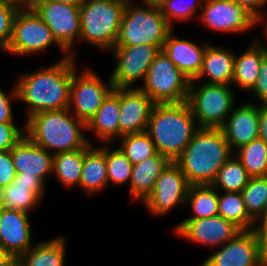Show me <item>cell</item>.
I'll return each mask as SVG.
<instances>
[{
	"mask_svg": "<svg viewBox=\"0 0 267 266\" xmlns=\"http://www.w3.org/2000/svg\"><path fill=\"white\" fill-rule=\"evenodd\" d=\"M63 56L45 69L18 77L15 83L17 96L27 105V118L39 112L69 107L73 57Z\"/></svg>",
	"mask_w": 267,
	"mask_h": 266,
	"instance_id": "1",
	"label": "cell"
},
{
	"mask_svg": "<svg viewBox=\"0 0 267 266\" xmlns=\"http://www.w3.org/2000/svg\"><path fill=\"white\" fill-rule=\"evenodd\" d=\"M233 154L221 128L200 127L174 162L190 185H211Z\"/></svg>",
	"mask_w": 267,
	"mask_h": 266,
	"instance_id": "2",
	"label": "cell"
},
{
	"mask_svg": "<svg viewBox=\"0 0 267 266\" xmlns=\"http://www.w3.org/2000/svg\"><path fill=\"white\" fill-rule=\"evenodd\" d=\"M199 128L187 101L155 103L146 132L157 152L174 162Z\"/></svg>",
	"mask_w": 267,
	"mask_h": 266,
	"instance_id": "3",
	"label": "cell"
},
{
	"mask_svg": "<svg viewBox=\"0 0 267 266\" xmlns=\"http://www.w3.org/2000/svg\"><path fill=\"white\" fill-rule=\"evenodd\" d=\"M84 131L86 124L68 108L39 112L25 121L26 136L52 155L85 148L91 141Z\"/></svg>",
	"mask_w": 267,
	"mask_h": 266,
	"instance_id": "4",
	"label": "cell"
},
{
	"mask_svg": "<svg viewBox=\"0 0 267 266\" xmlns=\"http://www.w3.org/2000/svg\"><path fill=\"white\" fill-rule=\"evenodd\" d=\"M126 2L84 0L80 6V41L109 51L115 46Z\"/></svg>",
	"mask_w": 267,
	"mask_h": 266,
	"instance_id": "5",
	"label": "cell"
},
{
	"mask_svg": "<svg viewBox=\"0 0 267 266\" xmlns=\"http://www.w3.org/2000/svg\"><path fill=\"white\" fill-rule=\"evenodd\" d=\"M172 29L159 7L126 2L115 46H163Z\"/></svg>",
	"mask_w": 267,
	"mask_h": 266,
	"instance_id": "6",
	"label": "cell"
},
{
	"mask_svg": "<svg viewBox=\"0 0 267 266\" xmlns=\"http://www.w3.org/2000/svg\"><path fill=\"white\" fill-rule=\"evenodd\" d=\"M234 94L228 85L191 81L187 103L198 126L221 128L236 106Z\"/></svg>",
	"mask_w": 267,
	"mask_h": 266,
	"instance_id": "7",
	"label": "cell"
},
{
	"mask_svg": "<svg viewBox=\"0 0 267 266\" xmlns=\"http://www.w3.org/2000/svg\"><path fill=\"white\" fill-rule=\"evenodd\" d=\"M188 79L161 50L150 65L140 88L154 103H180L188 99Z\"/></svg>",
	"mask_w": 267,
	"mask_h": 266,
	"instance_id": "8",
	"label": "cell"
},
{
	"mask_svg": "<svg viewBox=\"0 0 267 266\" xmlns=\"http://www.w3.org/2000/svg\"><path fill=\"white\" fill-rule=\"evenodd\" d=\"M76 64V59L73 58V77L68 110L87 124L113 91L114 86L110 78L105 82L90 68H85L82 72L77 73Z\"/></svg>",
	"mask_w": 267,
	"mask_h": 266,
	"instance_id": "9",
	"label": "cell"
},
{
	"mask_svg": "<svg viewBox=\"0 0 267 266\" xmlns=\"http://www.w3.org/2000/svg\"><path fill=\"white\" fill-rule=\"evenodd\" d=\"M55 43L65 56H70L58 44L49 27L34 10H19L13 22L11 41L5 52L16 56H27L45 52Z\"/></svg>",
	"mask_w": 267,
	"mask_h": 266,
	"instance_id": "10",
	"label": "cell"
},
{
	"mask_svg": "<svg viewBox=\"0 0 267 266\" xmlns=\"http://www.w3.org/2000/svg\"><path fill=\"white\" fill-rule=\"evenodd\" d=\"M219 248L201 266H267V246L253 229L242 230Z\"/></svg>",
	"mask_w": 267,
	"mask_h": 266,
	"instance_id": "11",
	"label": "cell"
},
{
	"mask_svg": "<svg viewBox=\"0 0 267 266\" xmlns=\"http://www.w3.org/2000/svg\"><path fill=\"white\" fill-rule=\"evenodd\" d=\"M163 46L135 45L114 46L110 51L115 56V66L110 75L114 88H137L134 83L144 82L147 71Z\"/></svg>",
	"mask_w": 267,
	"mask_h": 266,
	"instance_id": "12",
	"label": "cell"
},
{
	"mask_svg": "<svg viewBox=\"0 0 267 266\" xmlns=\"http://www.w3.org/2000/svg\"><path fill=\"white\" fill-rule=\"evenodd\" d=\"M188 183L180 167L171 162L155 181L152 192L143 201L147 211L155 216H165L174 207L185 205Z\"/></svg>",
	"mask_w": 267,
	"mask_h": 266,
	"instance_id": "13",
	"label": "cell"
},
{
	"mask_svg": "<svg viewBox=\"0 0 267 266\" xmlns=\"http://www.w3.org/2000/svg\"><path fill=\"white\" fill-rule=\"evenodd\" d=\"M49 27L58 44L73 58L74 43L80 40V6L45 0L35 10Z\"/></svg>",
	"mask_w": 267,
	"mask_h": 266,
	"instance_id": "14",
	"label": "cell"
},
{
	"mask_svg": "<svg viewBox=\"0 0 267 266\" xmlns=\"http://www.w3.org/2000/svg\"><path fill=\"white\" fill-rule=\"evenodd\" d=\"M204 5L198 18L212 31L243 33L257 25V19L234 0H205Z\"/></svg>",
	"mask_w": 267,
	"mask_h": 266,
	"instance_id": "15",
	"label": "cell"
},
{
	"mask_svg": "<svg viewBox=\"0 0 267 266\" xmlns=\"http://www.w3.org/2000/svg\"><path fill=\"white\" fill-rule=\"evenodd\" d=\"M173 229L174 234L190 243L216 247L234 238L242 230L220 215L203 219L183 220Z\"/></svg>",
	"mask_w": 267,
	"mask_h": 266,
	"instance_id": "16",
	"label": "cell"
},
{
	"mask_svg": "<svg viewBox=\"0 0 267 266\" xmlns=\"http://www.w3.org/2000/svg\"><path fill=\"white\" fill-rule=\"evenodd\" d=\"M119 139L145 132L155 103L140 88H119Z\"/></svg>",
	"mask_w": 267,
	"mask_h": 266,
	"instance_id": "17",
	"label": "cell"
},
{
	"mask_svg": "<svg viewBox=\"0 0 267 266\" xmlns=\"http://www.w3.org/2000/svg\"><path fill=\"white\" fill-rule=\"evenodd\" d=\"M29 213L3 208L0 210V248L18 259L33 245Z\"/></svg>",
	"mask_w": 267,
	"mask_h": 266,
	"instance_id": "18",
	"label": "cell"
},
{
	"mask_svg": "<svg viewBox=\"0 0 267 266\" xmlns=\"http://www.w3.org/2000/svg\"><path fill=\"white\" fill-rule=\"evenodd\" d=\"M260 104L246 102L233 107L221 127L233 151L259 138Z\"/></svg>",
	"mask_w": 267,
	"mask_h": 266,
	"instance_id": "19",
	"label": "cell"
},
{
	"mask_svg": "<svg viewBox=\"0 0 267 266\" xmlns=\"http://www.w3.org/2000/svg\"><path fill=\"white\" fill-rule=\"evenodd\" d=\"M16 174L38 177L46 184L47 175L52 174L53 155L44 148L23 137L11 150Z\"/></svg>",
	"mask_w": 267,
	"mask_h": 266,
	"instance_id": "20",
	"label": "cell"
},
{
	"mask_svg": "<svg viewBox=\"0 0 267 266\" xmlns=\"http://www.w3.org/2000/svg\"><path fill=\"white\" fill-rule=\"evenodd\" d=\"M173 32L172 29L168 33L162 50L188 79L195 80L201 70L203 56L210 42L205 41L202 45H198L188 39L174 37Z\"/></svg>",
	"mask_w": 267,
	"mask_h": 266,
	"instance_id": "21",
	"label": "cell"
},
{
	"mask_svg": "<svg viewBox=\"0 0 267 266\" xmlns=\"http://www.w3.org/2000/svg\"><path fill=\"white\" fill-rule=\"evenodd\" d=\"M46 184L38 177L16 174L14 181L5 187L4 208L29 213L42 200Z\"/></svg>",
	"mask_w": 267,
	"mask_h": 266,
	"instance_id": "22",
	"label": "cell"
},
{
	"mask_svg": "<svg viewBox=\"0 0 267 266\" xmlns=\"http://www.w3.org/2000/svg\"><path fill=\"white\" fill-rule=\"evenodd\" d=\"M235 53L225 47L209 44L206 47L201 70L195 80H202L207 76L205 83L231 86L234 76Z\"/></svg>",
	"mask_w": 267,
	"mask_h": 266,
	"instance_id": "23",
	"label": "cell"
},
{
	"mask_svg": "<svg viewBox=\"0 0 267 266\" xmlns=\"http://www.w3.org/2000/svg\"><path fill=\"white\" fill-rule=\"evenodd\" d=\"M119 115V88H114L86 124V130L93 132L102 143L113 144L115 138L119 139Z\"/></svg>",
	"mask_w": 267,
	"mask_h": 266,
	"instance_id": "24",
	"label": "cell"
},
{
	"mask_svg": "<svg viewBox=\"0 0 267 266\" xmlns=\"http://www.w3.org/2000/svg\"><path fill=\"white\" fill-rule=\"evenodd\" d=\"M171 162L167 156L157 153L141 163L133 165L129 182L131 199L143 202L152 192L157 178Z\"/></svg>",
	"mask_w": 267,
	"mask_h": 266,
	"instance_id": "25",
	"label": "cell"
},
{
	"mask_svg": "<svg viewBox=\"0 0 267 266\" xmlns=\"http://www.w3.org/2000/svg\"><path fill=\"white\" fill-rule=\"evenodd\" d=\"M266 54L267 50L258 39H254L241 55L238 56L235 53L231 85L235 84L239 89L251 92L259 77L261 62Z\"/></svg>",
	"mask_w": 267,
	"mask_h": 266,
	"instance_id": "26",
	"label": "cell"
},
{
	"mask_svg": "<svg viewBox=\"0 0 267 266\" xmlns=\"http://www.w3.org/2000/svg\"><path fill=\"white\" fill-rule=\"evenodd\" d=\"M108 185L106 144L100 147H94L92 144L84 154L79 186L90 196L103 191Z\"/></svg>",
	"mask_w": 267,
	"mask_h": 266,
	"instance_id": "27",
	"label": "cell"
},
{
	"mask_svg": "<svg viewBox=\"0 0 267 266\" xmlns=\"http://www.w3.org/2000/svg\"><path fill=\"white\" fill-rule=\"evenodd\" d=\"M66 244L63 236L39 242L21 255L19 266H65Z\"/></svg>",
	"mask_w": 267,
	"mask_h": 266,
	"instance_id": "28",
	"label": "cell"
},
{
	"mask_svg": "<svg viewBox=\"0 0 267 266\" xmlns=\"http://www.w3.org/2000/svg\"><path fill=\"white\" fill-rule=\"evenodd\" d=\"M94 143L85 148L53 155L52 174L67 188L80 184L85 151Z\"/></svg>",
	"mask_w": 267,
	"mask_h": 266,
	"instance_id": "29",
	"label": "cell"
},
{
	"mask_svg": "<svg viewBox=\"0 0 267 266\" xmlns=\"http://www.w3.org/2000/svg\"><path fill=\"white\" fill-rule=\"evenodd\" d=\"M219 193L212 185H190L185 205L191 207L193 215L184 220L217 216Z\"/></svg>",
	"mask_w": 267,
	"mask_h": 266,
	"instance_id": "30",
	"label": "cell"
},
{
	"mask_svg": "<svg viewBox=\"0 0 267 266\" xmlns=\"http://www.w3.org/2000/svg\"><path fill=\"white\" fill-rule=\"evenodd\" d=\"M218 215L234 223L241 230H251L255 221L249 216L241 192L219 194Z\"/></svg>",
	"mask_w": 267,
	"mask_h": 266,
	"instance_id": "31",
	"label": "cell"
},
{
	"mask_svg": "<svg viewBox=\"0 0 267 266\" xmlns=\"http://www.w3.org/2000/svg\"><path fill=\"white\" fill-rule=\"evenodd\" d=\"M250 178L240 160L233 154L219 169L211 185L221 192H241Z\"/></svg>",
	"mask_w": 267,
	"mask_h": 266,
	"instance_id": "32",
	"label": "cell"
},
{
	"mask_svg": "<svg viewBox=\"0 0 267 266\" xmlns=\"http://www.w3.org/2000/svg\"><path fill=\"white\" fill-rule=\"evenodd\" d=\"M251 177L267 176V144L259 138L234 151Z\"/></svg>",
	"mask_w": 267,
	"mask_h": 266,
	"instance_id": "33",
	"label": "cell"
},
{
	"mask_svg": "<svg viewBox=\"0 0 267 266\" xmlns=\"http://www.w3.org/2000/svg\"><path fill=\"white\" fill-rule=\"evenodd\" d=\"M119 149L133 165L156 155L157 149L149 134L145 132L122 136Z\"/></svg>",
	"mask_w": 267,
	"mask_h": 266,
	"instance_id": "34",
	"label": "cell"
},
{
	"mask_svg": "<svg viewBox=\"0 0 267 266\" xmlns=\"http://www.w3.org/2000/svg\"><path fill=\"white\" fill-rule=\"evenodd\" d=\"M241 193L247 212L255 221L267 205V176L251 177Z\"/></svg>",
	"mask_w": 267,
	"mask_h": 266,
	"instance_id": "35",
	"label": "cell"
},
{
	"mask_svg": "<svg viewBox=\"0 0 267 266\" xmlns=\"http://www.w3.org/2000/svg\"><path fill=\"white\" fill-rule=\"evenodd\" d=\"M108 184L121 186L130 182L133 164L119 149H110L106 144Z\"/></svg>",
	"mask_w": 267,
	"mask_h": 266,
	"instance_id": "36",
	"label": "cell"
},
{
	"mask_svg": "<svg viewBox=\"0 0 267 266\" xmlns=\"http://www.w3.org/2000/svg\"><path fill=\"white\" fill-rule=\"evenodd\" d=\"M205 0H196L194 2L185 0H165L159 7L166 22L174 29L173 23L177 21L190 20L201 9ZM174 21V22H173Z\"/></svg>",
	"mask_w": 267,
	"mask_h": 266,
	"instance_id": "37",
	"label": "cell"
},
{
	"mask_svg": "<svg viewBox=\"0 0 267 266\" xmlns=\"http://www.w3.org/2000/svg\"><path fill=\"white\" fill-rule=\"evenodd\" d=\"M19 10L12 2L0 3V49L6 51L12 37L13 22Z\"/></svg>",
	"mask_w": 267,
	"mask_h": 266,
	"instance_id": "38",
	"label": "cell"
},
{
	"mask_svg": "<svg viewBox=\"0 0 267 266\" xmlns=\"http://www.w3.org/2000/svg\"><path fill=\"white\" fill-rule=\"evenodd\" d=\"M23 125L22 128L17 124L0 123V151L11 150L26 136L25 123Z\"/></svg>",
	"mask_w": 267,
	"mask_h": 266,
	"instance_id": "39",
	"label": "cell"
},
{
	"mask_svg": "<svg viewBox=\"0 0 267 266\" xmlns=\"http://www.w3.org/2000/svg\"><path fill=\"white\" fill-rule=\"evenodd\" d=\"M11 100H18L17 96V90L14 83V86L12 88V91H9V93H5L4 90L0 86V123H7V124H16L14 117H13V111L11 107Z\"/></svg>",
	"mask_w": 267,
	"mask_h": 266,
	"instance_id": "40",
	"label": "cell"
},
{
	"mask_svg": "<svg viewBox=\"0 0 267 266\" xmlns=\"http://www.w3.org/2000/svg\"><path fill=\"white\" fill-rule=\"evenodd\" d=\"M15 178L16 171L10 150L0 151V185L7 187Z\"/></svg>",
	"mask_w": 267,
	"mask_h": 266,
	"instance_id": "41",
	"label": "cell"
},
{
	"mask_svg": "<svg viewBox=\"0 0 267 266\" xmlns=\"http://www.w3.org/2000/svg\"><path fill=\"white\" fill-rule=\"evenodd\" d=\"M251 91L260 104H267V54L263 57L259 77Z\"/></svg>",
	"mask_w": 267,
	"mask_h": 266,
	"instance_id": "42",
	"label": "cell"
},
{
	"mask_svg": "<svg viewBox=\"0 0 267 266\" xmlns=\"http://www.w3.org/2000/svg\"><path fill=\"white\" fill-rule=\"evenodd\" d=\"M240 6L245 8L257 20L264 15L262 11L267 4V0H234Z\"/></svg>",
	"mask_w": 267,
	"mask_h": 266,
	"instance_id": "43",
	"label": "cell"
},
{
	"mask_svg": "<svg viewBox=\"0 0 267 266\" xmlns=\"http://www.w3.org/2000/svg\"><path fill=\"white\" fill-rule=\"evenodd\" d=\"M253 230L267 246V205L263 213L255 220Z\"/></svg>",
	"mask_w": 267,
	"mask_h": 266,
	"instance_id": "44",
	"label": "cell"
},
{
	"mask_svg": "<svg viewBox=\"0 0 267 266\" xmlns=\"http://www.w3.org/2000/svg\"><path fill=\"white\" fill-rule=\"evenodd\" d=\"M259 139L267 144V104H260Z\"/></svg>",
	"mask_w": 267,
	"mask_h": 266,
	"instance_id": "45",
	"label": "cell"
},
{
	"mask_svg": "<svg viewBox=\"0 0 267 266\" xmlns=\"http://www.w3.org/2000/svg\"><path fill=\"white\" fill-rule=\"evenodd\" d=\"M45 0H12L18 10H35Z\"/></svg>",
	"mask_w": 267,
	"mask_h": 266,
	"instance_id": "46",
	"label": "cell"
},
{
	"mask_svg": "<svg viewBox=\"0 0 267 266\" xmlns=\"http://www.w3.org/2000/svg\"><path fill=\"white\" fill-rule=\"evenodd\" d=\"M12 260L13 258L0 248V266H7Z\"/></svg>",
	"mask_w": 267,
	"mask_h": 266,
	"instance_id": "47",
	"label": "cell"
},
{
	"mask_svg": "<svg viewBox=\"0 0 267 266\" xmlns=\"http://www.w3.org/2000/svg\"><path fill=\"white\" fill-rule=\"evenodd\" d=\"M64 3L66 5L81 6L84 3V0H48Z\"/></svg>",
	"mask_w": 267,
	"mask_h": 266,
	"instance_id": "48",
	"label": "cell"
},
{
	"mask_svg": "<svg viewBox=\"0 0 267 266\" xmlns=\"http://www.w3.org/2000/svg\"><path fill=\"white\" fill-rule=\"evenodd\" d=\"M141 2L144 5L160 7L165 2V0H142Z\"/></svg>",
	"mask_w": 267,
	"mask_h": 266,
	"instance_id": "49",
	"label": "cell"
},
{
	"mask_svg": "<svg viewBox=\"0 0 267 266\" xmlns=\"http://www.w3.org/2000/svg\"><path fill=\"white\" fill-rule=\"evenodd\" d=\"M265 21H266V23H265ZM262 22L265 23V25H264V33H265V37H266V40H267V15L264 14L262 17H260L257 20V25L261 24ZM264 47L267 50V45L266 44H264Z\"/></svg>",
	"mask_w": 267,
	"mask_h": 266,
	"instance_id": "50",
	"label": "cell"
},
{
	"mask_svg": "<svg viewBox=\"0 0 267 266\" xmlns=\"http://www.w3.org/2000/svg\"><path fill=\"white\" fill-rule=\"evenodd\" d=\"M5 187L0 185V210L4 208Z\"/></svg>",
	"mask_w": 267,
	"mask_h": 266,
	"instance_id": "51",
	"label": "cell"
},
{
	"mask_svg": "<svg viewBox=\"0 0 267 266\" xmlns=\"http://www.w3.org/2000/svg\"><path fill=\"white\" fill-rule=\"evenodd\" d=\"M7 266H19L17 259H13Z\"/></svg>",
	"mask_w": 267,
	"mask_h": 266,
	"instance_id": "52",
	"label": "cell"
},
{
	"mask_svg": "<svg viewBox=\"0 0 267 266\" xmlns=\"http://www.w3.org/2000/svg\"><path fill=\"white\" fill-rule=\"evenodd\" d=\"M12 2V0H0V3Z\"/></svg>",
	"mask_w": 267,
	"mask_h": 266,
	"instance_id": "53",
	"label": "cell"
},
{
	"mask_svg": "<svg viewBox=\"0 0 267 266\" xmlns=\"http://www.w3.org/2000/svg\"><path fill=\"white\" fill-rule=\"evenodd\" d=\"M122 1H125V2H132L133 0H122Z\"/></svg>",
	"mask_w": 267,
	"mask_h": 266,
	"instance_id": "54",
	"label": "cell"
}]
</instances>
